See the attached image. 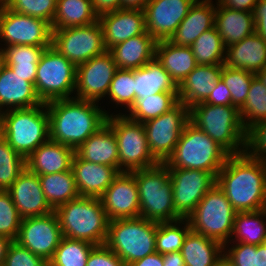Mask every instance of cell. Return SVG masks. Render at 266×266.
Instances as JSON below:
<instances>
[{"instance_id":"obj_1","label":"cell","mask_w":266,"mask_h":266,"mask_svg":"<svg viewBox=\"0 0 266 266\" xmlns=\"http://www.w3.org/2000/svg\"><path fill=\"white\" fill-rule=\"evenodd\" d=\"M237 212L266 209V162L245 153L230 155L216 177Z\"/></svg>"},{"instance_id":"obj_2","label":"cell","mask_w":266,"mask_h":266,"mask_svg":"<svg viewBox=\"0 0 266 266\" xmlns=\"http://www.w3.org/2000/svg\"><path fill=\"white\" fill-rule=\"evenodd\" d=\"M97 104L75 97L46 103L50 140L76 150L106 124L109 114Z\"/></svg>"},{"instance_id":"obj_3","label":"cell","mask_w":266,"mask_h":266,"mask_svg":"<svg viewBox=\"0 0 266 266\" xmlns=\"http://www.w3.org/2000/svg\"><path fill=\"white\" fill-rule=\"evenodd\" d=\"M62 236L103 245L108 236L109 220L100 198L79 196L54 210Z\"/></svg>"},{"instance_id":"obj_4","label":"cell","mask_w":266,"mask_h":266,"mask_svg":"<svg viewBox=\"0 0 266 266\" xmlns=\"http://www.w3.org/2000/svg\"><path fill=\"white\" fill-rule=\"evenodd\" d=\"M229 156L222 146L189 121L164 164L168 169H199L217 177Z\"/></svg>"},{"instance_id":"obj_5","label":"cell","mask_w":266,"mask_h":266,"mask_svg":"<svg viewBox=\"0 0 266 266\" xmlns=\"http://www.w3.org/2000/svg\"><path fill=\"white\" fill-rule=\"evenodd\" d=\"M189 120L230 155L244 153L246 130L236 106L197 103L189 108Z\"/></svg>"},{"instance_id":"obj_6","label":"cell","mask_w":266,"mask_h":266,"mask_svg":"<svg viewBox=\"0 0 266 266\" xmlns=\"http://www.w3.org/2000/svg\"><path fill=\"white\" fill-rule=\"evenodd\" d=\"M0 118L1 135L25 159L50 139L45 103L31 108L5 109L0 113Z\"/></svg>"},{"instance_id":"obj_7","label":"cell","mask_w":266,"mask_h":266,"mask_svg":"<svg viewBox=\"0 0 266 266\" xmlns=\"http://www.w3.org/2000/svg\"><path fill=\"white\" fill-rule=\"evenodd\" d=\"M140 202V217L156 222H173L182 219L173 204L172 181L164 163L134 170Z\"/></svg>"},{"instance_id":"obj_8","label":"cell","mask_w":266,"mask_h":266,"mask_svg":"<svg viewBox=\"0 0 266 266\" xmlns=\"http://www.w3.org/2000/svg\"><path fill=\"white\" fill-rule=\"evenodd\" d=\"M157 224L142 217L110 220L105 244L128 266L156 252Z\"/></svg>"},{"instance_id":"obj_9","label":"cell","mask_w":266,"mask_h":266,"mask_svg":"<svg viewBox=\"0 0 266 266\" xmlns=\"http://www.w3.org/2000/svg\"><path fill=\"white\" fill-rule=\"evenodd\" d=\"M236 213L224 192L215 184L187 220L192 231L219 241L226 247L232 241L230 238Z\"/></svg>"},{"instance_id":"obj_10","label":"cell","mask_w":266,"mask_h":266,"mask_svg":"<svg viewBox=\"0 0 266 266\" xmlns=\"http://www.w3.org/2000/svg\"><path fill=\"white\" fill-rule=\"evenodd\" d=\"M77 66L61 55L52 46L40 56L35 77V90L43 103L73 98Z\"/></svg>"},{"instance_id":"obj_11","label":"cell","mask_w":266,"mask_h":266,"mask_svg":"<svg viewBox=\"0 0 266 266\" xmlns=\"http://www.w3.org/2000/svg\"><path fill=\"white\" fill-rule=\"evenodd\" d=\"M106 123L112 128L117 140L119 173L158 164L150 152L143 123L133 121L122 114L108 115Z\"/></svg>"},{"instance_id":"obj_12","label":"cell","mask_w":266,"mask_h":266,"mask_svg":"<svg viewBox=\"0 0 266 266\" xmlns=\"http://www.w3.org/2000/svg\"><path fill=\"white\" fill-rule=\"evenodd\" d=\"M52 30V47L76 66L106 51L99 21Z\"/></svg>"},{"instance_id":"obj_13","label":"cell","mask_w":266,"mask_h":266,"mask_svg":"<svg viewBox=\"0 0 266 266\" xmlns=\"http://www.w3.org/2000/svg\"><path fill=\"white\" fill-rule=\"evenodd\" d=\"M189 121V108L179 101L166 113L143 123L150 152L158 163L171 156Z\"/></svg>"},{"instance_id":"obj_14","label":"cell","mask_w":266,"mask_h":266,"mask_svg":"<svg viewBox=\"0 0 266 266\" xmlns=\"http://www.w3.org/2000/svg\"><path fill=\"white\" fill-rule=\"evenodd\" d=\"M51 24L43 19L16 13L0 6V38L6 46H52ZM8 44V45H7Z\"/></svg>"},{"instance_id":"obj_15","label":"cell","mask_w":266,"mask_h":266,"mask_svg":"<svg viewBox=\"0 0 266 266\" xmlns=\"http://www.w3.org/2000/svg\"><path fill=\"white\" fill-rule=\"evenodd\" d=\"M175 212L182 218L194 211L206 193L216 184V177L199 169H169Z\"/></svg>"},{"instance_id":"obj_16","label":"cell","mask_w":266,"mask_h":266,"mask_svg":"<svg viewBox=\"0 0 266 266\" xmlns=\"http://www.w3.org/2000/svg\"><path fill=\"white\" fill-rule=\"evenodd\" d=\"M62 237L58 218L53 211L44 216L23 218L15 241L49 262Z\"/></svg>"},{"instance_id":"obj_17","label":"cell","mask_w":266,"mask_h":266,"mask_svg":"<svg viewBox=\"0 0 266 266\" xmlns=\"http://www.w3.org/2000/svg\"><path fill=\"white\" fill-rule=\"evenodd\" d=\"M117 69L109 50L78 65L75 98L99 102L107 95Z\"/></svg>"},{"instance_id":"obj_18","label":"cell","mask_w":266,"mask_h":266,"mask_svg":"<svg viewBox=\"0 0 266 266\" xmlns=\"http://www.w3.org/2000/svg\"><path fill=\"white\" fill-rule=\"evenodd\" d=\"M196 0H149L145 28L156 41L169 40Z\"/></svg>"},{"instance_id":"obj_19","label":"cell","mask_w":266,"mask_h":266,"mask_svg":"<svg viewBox=\"0 0 266 266\" xmlns=\"http://www.w3.org/2000/svg\"><path fill=\"white\" fill-rule=\"evenodd\" d=\"M100 200L109 221L140 217L138 187L131 172H120Z\"/></svg>"},{"instance_id":"obj_20","label":"cell","mask_w":266,"mask_h":266,"mask_svg":"<svg viewBox=\"0 0 266 266\" xmlns=\"http://www.w3.org/2000/svg\"><path fill=\"white\" fill-rule=\"evenodd\" d=\"M7 191L22 218L44 216L54 211L45 198L39 176L27 168Z\"/></svg>"},{"instance_id":"obj_21","label":"cell","mask_w":266,"mask_h":266,"mask_svg":"<svg viewBox=\"0 0 266 266\" xmlns=\"http://www.w3.org/2000/svg\"><path fill=\"white\" fill-rule=\"evenodd\" d=\"M98 21L103 30V40L106 50L126 41L129 38L143 34L145 28V13L143 10L119 9L99 16Z\"/></svg>"},{"instance_id":"obj_22","label":"cell","mask_w":266,"mask_h":266,"mask_svg":"<svg viewBox=\"0 0 266 266\" xmlns=\"http://www.w3.org/2000/svg\"><path fill=\"white\" fill-rule=\"evenodd\" d=\"M71 170L80 196L100 198L119 172L112 166L81 159L76 153Z\"/></svg>"},{"instance_id":"obj_23","label":"cell","mask_w":266,"mask_h":266,"mask_svg":"<svg viewBox=\"0 0 266 266\" xmlns=\"http://www.w3.org/2000/svg\"><path fill=\"white\" fill-rule=\"evenodd\" d=\"M42 103L34 84L15 74L0 60V113L4 107H7V110L12 107L13 109L31 108Z\"/></svg>"},{"instance_id":"obj_24","label":"cell","mask_w":266,"mask_h":266,"mask_svg":"<svg viewBox=\"0 0 266 266\" xmlns=\"http://www.w3.org/2000/svg\"><path fill=\"white\" fill-rule=\"evenodd\" d=\"M74 155L72 147L49 139L25 159L26 168L38 176L69 171Z\"/></svg>"},{"instance_id":"obj_25","label":"cell","mask_w":266,"mask_h":266,"mask_svg":"<svg viewBox=\"0 0 266 266\" xmlns=\"http://www.w3.org/2000/svg\"><path fill=\"white\" fill-rule=\"evenodd\" d=\"M216 7L212 0H196L169 41L190 46L205 31L214 27Z\"/></svg>"},{"instance_id":"obj_26","label":"cell","mask_w":266,"mask_h":266,"mask_svg":"<svg viewBox=\"0 0 266 266\" xmlns=\"http://www.w3.org/2000/svg\"><path fill=\"white\" fill-rule=\"evenodd\" d=\"M223 65H197L178 85V99L191 108L204 102L221 78Z\"/></svg>"},{"instance_id":"obj_27","label":"cell","mask_w":266,"mask_h":266,"mask_svg":"<svg viewBox=\"0 0 266 266\" xmlns=\"http://www.w3.org/2000/svg\"><path fill=\"white\" fill-rule=\"evenodd\" d=\"M224 65L256 74L266 67V41L255 32L227 46Z\"/></svg>"},{"instance_id":"obj_28","label":"cell","mask_w":266,"mask_h":266,"mask_svg":"<svg viewBox=\"0 0 266 266\" xmlns=\"http://www.w3.org/2000/svg\"><path fill=\"white\" fill-rule=\"evenodd\" d=\"M75 153L81 159L112 166L119 172L117 140L112 128L107 123L81 144Z\"/></svg>"},{"instance_id":"obj_29","label":"cell","mask_w":266,"mask_h":266,"mask_svg":"<svg viewBox=\"0 0 266 266\" xmlns=\"http://www.w3.org/2000/svg\"><path fill=\"white\" fill-rule=\"evenodd\" d=\"M226 248L219 241L208 238L191 229L181 247L186 266H221Z\"/></svg>"},{"instance_id":"obj_30","label":"cell","mask_w":266,"mask_h":266,"mask_svg":"<svg viewBox=\"0 0 266 266\" xmlns=\"http://www.w3.org/2000/svg\"><path fill=\"white\" fill-rule=\"evenodd\" d=\"M157 41L146 31L121 42L109 51L120 69L135 70L155 58Z\"/></svg>"},{"instance_id":"obj_31","label":"cell","mask_w":266,"mask_h":266,"mask_svg":"<svg viewBox=\"0 0 266 266\" xmlns=\"http://www.w3.org/2000/svg\"><path fill=\"white\" fill-rule=\"evenodd\" d=\"M214 27L225 47L255 33L253 12L233 10L216 3Z\"/></svg>"},{"instance_id":"obj_32","label":"cell","mask_w":266,"mask_h":266,"mask_svg":"<svg viewBox=\"0 0 266 266\" xmlns=\"http://www.w3.org/2000/svg\"><path fill=\"white\" fill-rule=\"evenodd\" d=\"M155 58L177 85L197 66L190 46L175 45L169 40L157 41Z\"/></svg>"},{"instance_id":"obj_33","label":"cell","mask_w":266,"mask_h":266,"mask_svg":"<svg viewBox=\"0 0 266 266\" xmlns=\"http://www.w3.org/2000/svg\"><path fill=\"white\" fill-rule=\"evenodd\" d=\"M135 100L160 92H178V85L156 58L134 70Z\"/></svg>"},{"instance_id":"obj_34","label":"cell","mask_w":266,"mask_h":266,"mask_svg":"<svg viewBox=\"0 0 266 266\" xmlns=\"http://www.w3.org/2000/svg\"><path fill=\"white\" fill-rule=\"evenodd\" d=\"M98 18L91 0H57L51 27L62 29L86 26L98 21Z\"/></svg>"},{"instance_id":"obj_35","label":"cell","mask_w":266,"mask_h":266,"mask_svg":"<svg viewBox=\"0 0 266 266\" xmlns=\"http://www.w3.org/2000/svg\"><path fill=\"white\" fill-rule=\"evenodd\" d=\"M39 179L45 198L53 210L80 196L72 170L39 175Z\"/></svg>"},{"instance_id":"obj_36","label":"cell","mask_w":266,"mask_h":266,"mask_svg":"<svg viewBox=\"0 0 266 266\" xmlns=\"http://www.w3.org/2000/svg\"><path fill=\"white\" fill-rule=\"evenodd\" d=\"M266 209L237 212L231 237L235 243L261 245L266 240Z\"/></svg>"},{"instance_id":"obj_37","label":"cell","mask_w":266,"mask_h":266,"mask_svg":"<svg viewBox=\"0 0 266 266\" xmlns=\"http://www.w3.org/2000/svg\"><path fill=\"white\" fill-rule=\"evenodd\" d=\"M178 102V92H160L144 96L135 100L128 110L130 113L125 116L133 121L144 123L166 113Z\"/></svg>"},{"instance_id":"obj_38","label":"cell","mask_w":266,"mask_h":266,"mask_svg":"<svg viewBox=\"0 0 266 266\" xmlns=\"http://www.w3.org/2000/svg\"><path fill=\"white\" fill-rule=\"evenodd\" d=\"M197 65H223L226 47L215 27L202 33L191 45Z\"/></svg>"},{"instance_id":"obj_39","label":"cell","mask_w":266,"mask_h":266,"mask_svg":"<svg viewBox=\"0 0 266 266\" xmlns=\"http://www.w3.org/2000/svg\"><path fill=\"white\" fill-rule=\"evenodd\" d=\"M239 114L245 130L266 120V86L257 76L252 79L246 102L239 109Z\"/></svg>"},{"instance_id":"obj_40","label":"cell","mask_w":266,"mask_h":266,"mask_svg":"<svg viewBox=\"0 0 266 266\" xmlns=\"http://www.w3.org/2000/svg\"><path fill=\"white\" fill-rule=\"evenodd\" d=\"M95 245L82 241L62 237L55 250L50 266H86L88 256Z\"/></svg>"},{"instance_id":"obj_41","label":"cell","mask_w":266,"mask_h":266,"mask_svg":"<svg viewBox=\"0 0 266 266\" xmlns=\"http://www.w3.org/2000/svg\"><path fill=\"white\" fill-rule=\"evenodd\" d=\"M181 223L185 224L184 228H180ZM189 230L190 224L187 219L173 222H158L155 237L156 252L166 254L181 251L183 241Z\"/></svg>"},{"instance_id":"obj_42","label":"cell","mask_w":266,"mask_h":266,"mask_svg":"<svg viewBox=\"0 0 266 266\" xmlns=\"http://www.w3.org/2000/svg\"><path fill=\"white\" fill-rule=\"evenodd\" d=\"M26 168L25 158L0 136V190H7Z\"/></svg>"},{"instance_id":"obj_43","label":"cell","mask_w":266,"mask_h":266,"mask_svg":"<svg viewBox=\"0 0 266 266\" xmlns=\"http://www.w3.org/2000/svg\"><path fill=\"white\" fill-rule=\"evenodd\" d=\"M255 76L250 71L226 67L223 64L221 79L231 93L232 105L238 109L246 102L252 79Z\"/></svg>"},{"instance_id":"obj_44","label":"cell","mask_w":266,"mask_h":266,"mask_svg":"<svg viewBox=\"0 0 266 266\" xmlns=\"http://www.w3.org/2000/svg\"><path fill=\"white\" fill-rule=\"evenodd\" d=\"M107 96L118 105H125L129 110L135 102L134 70L118 68L110 84Z\"/></svg>"},{"instance_id":"obj_45","label":"cell","mask_w":266,"mask_h":266,"mask_svg":"<svg viewBox=\"0 0 266 266\" xmlns=\"http://www.w3.org/2000/svg\"><path fill=\"white\" fill-rule=\"evenodd\" d=\"M22 219L10 193L7 190H0V236L15 241Z\"/></svg>"},{"instance_id":"obj_46","label":"cell","mask_w":266,"mask_h":266,"mask_svg":"<svg viewBox=\"0 0 266 266\" xmlns=\"http://www.w3.org/2000/svg\"><path fill=\"white\" fill-rule=\"evenodd\" d=\"M57 0H11L6 5L12 11L40 18L52 25Z\"/></svg>"},{"instance_id":"obj_47","label":"cell","mask_w":266,"mask_h":266,"mask_svg":"<svg viewBox=\"0 0 266 266\" xmlns=\"http://www.w3.org/2000/svg\"><path fill=\"white\" fill-rule=\"evenodd\" d=\"M44 47L13 45L0 48V60L4 64H38Z\"/></svg>"},{"instance_id":"obj_48","label":"cell","mask_w":266,"mask_h":266,"mask_svg":"<svg viewBox=\"0 0 266 266\" xmlns=\"http://www.w3.org/2000/svg\"><path fill=\"white\" fill-rule=\"evenodd\" d=\"M244 153L266 162V120L255 123L246 130Z\"/></svg>"},{"instance_id":"obj_49","label":"cell","mask_w":266,"mask_h":266,"mask_svg":"<svg viewBox=\"0 0 266 266\" xmlns=\"http://www.w3.org/2000/svg\"><path fill=\"white\" fill-rule=\"evenodd\" d=\"M227 250L223 253L226 266H256V245L236 243Z\"/></svg>"},{"instance_id":"obj_50","label":"cell","mask_w":266,"mask_h":266,"mask_svg":"<svg viewBox=\"0 0 266 266\" xmlns=\"http://www.w3.org/2000/svg\"><path fill=\"white\" fill-rule=\"evenodd\" d=\"M47 264L43 258L13 241L8 248L3 266H46Z\"/></svg>"},{"instance_id":"obj_51","label":"cell","mask_w":266,"mask_h":266,"mask_svg":"<svg viewBox=\"0 0 266 266\" xmlns=\"http://www.w3.org/2000/svg\"><path fill=\"white\" fill-rule=\"evenodd\" d=\"M86 266H126L125 263L106 245L95 246L87 259Z\"/></svg>"},{"instance_id":"obj_52","label":"cell","mask_w":266,"mask_h":266,"mask_svg":"<svg viewBox=\"0 0 266 266\" xmlns=\"http://www.w3.org/2000/svg\"><path fill=\"white\" fill-rule=\"evenodd\" d=\"M204 103L217 106H234L232 105L231 93L221 78Z\"/></svg>"},{"instance_id":"obj_53","label":"cell","mask_w":266,"mask_h":266,"mask_svg":"<svg viewBox=\"0 0 266 266\" xmlns=\"http://www.w3.org/2000/svg\"><path fill=\"white\" fill-rule=\"evenodd\" d=\"M255 32L266 41V0H259L253 11Z\"/></svg>"},{"instance_id":"obj_54","label":"cell","mask_w":266,"mask_h":266,"mask_svg":"<svg viewBox=\"0 0 266 266\" xmlns=\"http://www.w3.org/2000/svg\"><path fill=\"white\" fill-rule=\"evenodd\" d=\"M259 0H218L220 6L233 10L253 12Z\"/></svg>"},{"instance_id":"obj_55","label":"cell","mask_w":266,"mask_h":266,"mask_svg":"<svg viewBox=\"0 0 266 266\" xmlns=\"http://www.w3.org/2000/svg\"><path fill=\"white\" fill-rule=\"evenodd\" d=\"M15 73L24 77V80L35 84L38 64H6Z\"/></svg>"},{"instance_id":"obj_56","label":"cell","mask_w":266,"mask_h":266,"mask_svg":"<svg viewBox=\"0 0 266 266\" xmlns=\"http://www.w3.org/2000/svg\"><path fill=\"white\" fill-rule=\"evenodd\" d=\"M94 11L98 16L119 10L121 8V0H91Z\"/></svg>"},{"instance_id":"obj_57","label":"cell","mask_w":266,"mask_h":266,"mask_svg":"<svg viewBox=\"0 0 266 266\" xmlns=\"http://www.w3.org/2000/svg\"><path fill=\"white\" fill-rule=\"evenodd\" d=\"M128 266H163L162 254L155 252L142 259L134 261Z\"/></svg>"},{"instance_id":"obj_58","label":"cell","mask_w":266,"mask_h":266,"mask_svg":"<svg viewBox=\"0 0 266 266\" xmlns=\"http://www.w3.org/2000/svg\"><path fill=\"white\" fill-rule=\"evenodd\" d=\"M163 266H186L181 252L162 254Z\"/></svg>"},{"instance_id":"obj_59","label":"cell","mask_w":266,"mask_h":266,"mask_svg":"<svg viewBox=\"0 0 266 266\" xmlns=\"http://www.w3.org/2000/svg\"><path fill=\"white\" fill-rule=\"evenodd\" d=\"M149 0H121V9L145 10Z\"/></svg>"},{"instance_id":"obj_60","label":"cell","mask_w":266,"mask_h":266,"mask_svg":"<svg viewBox=\"0 0 266 266\" xmlns=\"http://www.w3.org/2000/svg\"><path fill=\"white\" fill-rule=\"evenodd\" d=\"M12 242L13 241L8 237L0 236V266L4 265L8 248Z\"/></svg>"},{"instance_id":"obj_61","label":"cell","mask_w":266,"mask_h":266,"mask_svg":"<svg viewBox=\"0 0 266 266\" xmlns=\"http://www.w3.org/2000/svg\"><path fill=\"white\" fill-rule=\"evenodd\" d=\"M256 266H266V247L256 245Z\"/></svg>"},{"instance_id":"obj_62","label":"cell","mask_w":266,"mask_h":266,"mask_svg":"<svg viewBox=\"0 0 266 266\" xmlns=\"http://www.w3.org/2000/svg\"><path fill=\"white\" fill-rule=\"evenodd\" d=\"M259 80L266 86V67L255 74Z\"/></svg>"},{"instance_id":"obj_63","label":"cell","mask_w":266,"mask_h":266,"mask_svg":"<svg viewBox=\"0 0 266 266\" xmlns=\"http://www.w3.org/2000/svg\"><path fill=\"white\" fill-rule=\"evenodd\" d=\"M11 0H0V6L7 5Z\"/></svg>"},{"instance_id":"obj_64","label":"cell","mask_w":266,"mask_h":266,"mask_svg":"<svg viewBox=\"0 0 266 266\" xmlns=\"http://www.w3.org/2000/svg\"><path fill=\"white\" fill-rule=\"evenodd\" d=\"M0 136H1V118H0Z\"/></svg>"}]
</instances>
